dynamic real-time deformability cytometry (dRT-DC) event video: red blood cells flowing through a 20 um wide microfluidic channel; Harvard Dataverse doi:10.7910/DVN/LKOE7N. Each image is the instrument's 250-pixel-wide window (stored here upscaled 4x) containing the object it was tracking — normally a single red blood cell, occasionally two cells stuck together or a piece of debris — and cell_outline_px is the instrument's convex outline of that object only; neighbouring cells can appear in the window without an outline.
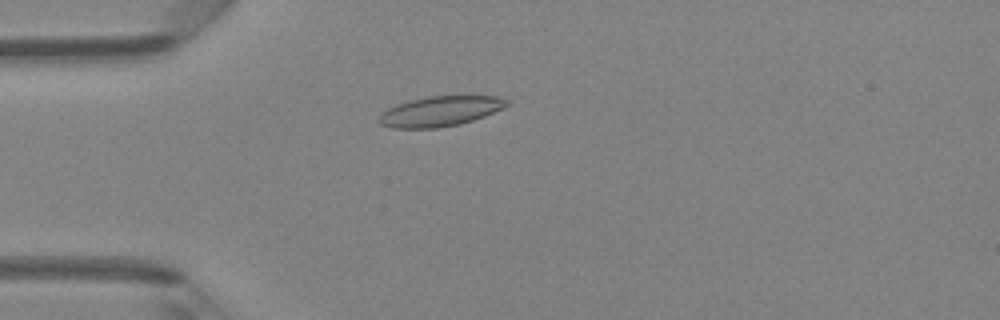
{"species": "Egyptian fruit bat (a non-hibernating species)", "species_latin": "Rousettus aegyptiacus", "temperature_condition": "room temperature", "stored_images_in_passage": 37, "camera_frame_rate_fps": 3000, "um_per_image_px": 0.085, "animal": {"sex": "female"}, "frame": {"image": 1, "passage_image": 2, "time_ms": 0.333, "image_size_px": [1000, 320], "cell_outline_px": [[512, 104], [504, 108], [484, 116], [460, 124], [436, 128], [392, 128], [380, 124], [376, 120], [380, 112], [396, 104], [408, 100], [428, 96], [500, 96], [508, 100]], "centroid_in_image_um": [37.39, 9.45], "position_along_channel_um": 47.6, "area_um2": 22.72}}
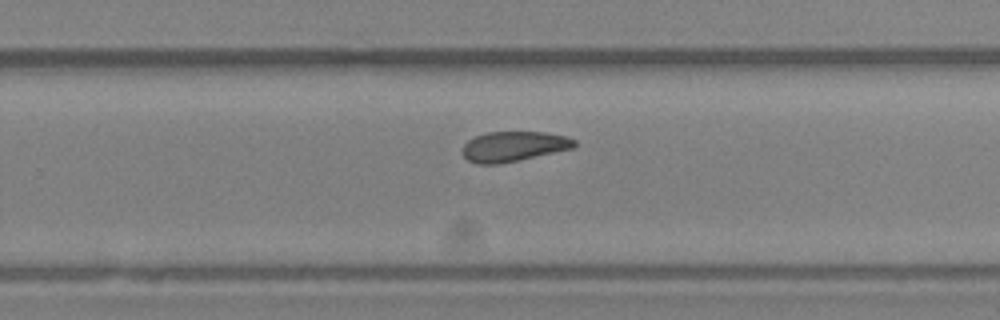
{"frame": {"image": 2, "passage_image": 20, "time_ms": 6.333, "image_size_px": [1000, 320], "cell_outline_px": [[576, 148], [500, 164], [476, 164], [468, 160], [460, 152], [464, 144], [468, 140], [476, 136], [488, 132], [544, 132], [568, 136], [576, 140]], "centroid_in_image_um": [43.68, 12.45], "position_along_channel_um": 286.1, "area_um2": 19.88}}
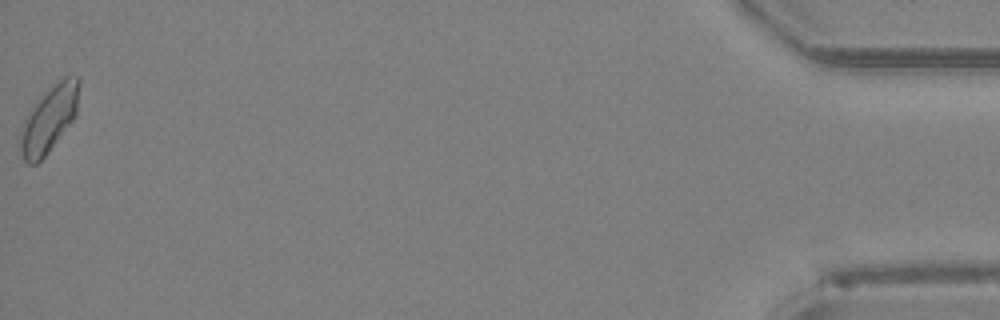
{"frame": {"image": 3, "passage_image": 37, "time_ms": 12.0, "image_size_px": [1000, 320], "cell_outline_px": [[80, 84], [76, 116], [48, 152], [36, 164], [28, 164], [24, 160], [20, 148], [20, 132], [24, 120], [32, 104], [48, 88], [64, 76], [76, 76], [80, 80]], "centroid_in_image_um": [4.17, 10.08], "position_along_channel_um": 431.0, "area_um2": 22.77}, "authors_computed_cell_mechanics": {"area_um2": 20.5768, "velocity_mm_per_s": 4.2479, "shape_relaxation_time_tau1_ms": 9.9833, "shape_relaxation_time_tau2_ms": 5.5753, "deformation_change_tau1": 0.2048, "deformation_change_tau2": 0.1346}}